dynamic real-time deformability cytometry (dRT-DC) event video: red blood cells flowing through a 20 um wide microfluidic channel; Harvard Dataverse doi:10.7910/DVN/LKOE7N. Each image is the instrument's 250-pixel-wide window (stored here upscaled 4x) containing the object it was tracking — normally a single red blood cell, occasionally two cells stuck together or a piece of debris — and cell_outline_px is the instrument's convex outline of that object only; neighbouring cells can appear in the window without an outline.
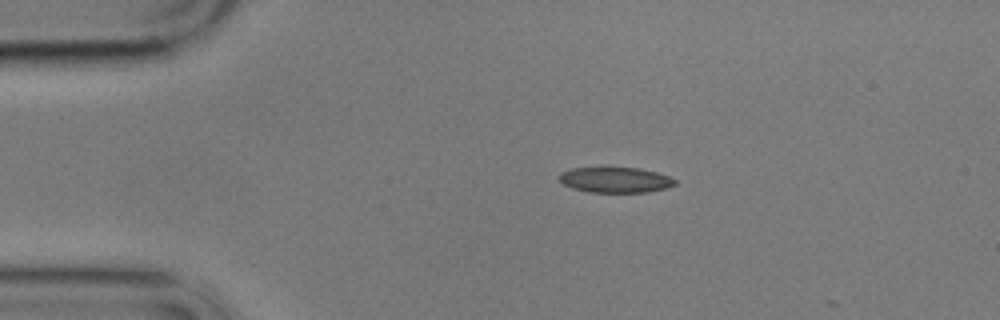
{"species": "common noctule bat (a hibernating species)", "species_latin": "Nyctalus noctula", "temperature_condition": "cold", "stored_images_in_passage": 5, "camera_frame_rate_fps": 3000, "um_per_image_px": 0.085, "animal": {"sex": "male", "body_mass_g": 17.9}, "frame": {"image": 1, "passage_image": 1, "time_ms": 0.0, "image_size_px": [1000, 320], "cell_outline_px": [[676, 184], [664, 188], [648, 192], [588, 192], [572, 188], [564, 184], [556, 176], [560, 172], [572, 168], [604, 164], [640, 168], [656, 172], [668, 176], [676, 180]], "centroid_in_image_um": [52.22, 15.23], "position_along_channel_um": 32.8, "area_um2": 18.09}}
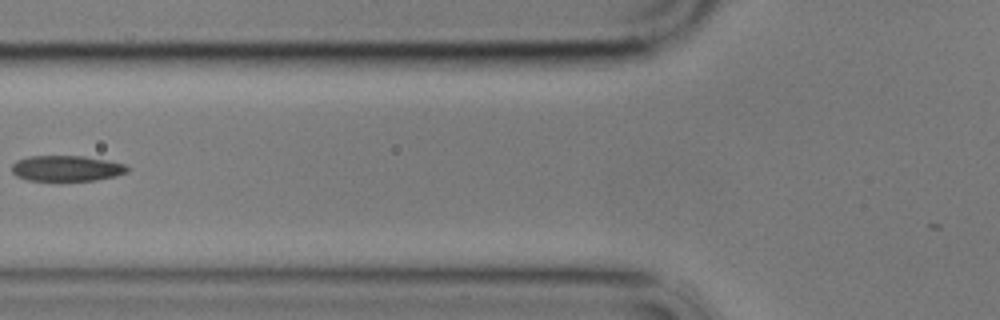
{"frame": {"image": 2, "passage_image": 4, "time_ms": 3.667, "image_size_px": [1000, 320], "cell_outline_px": [[132, 168], [128, 172], [116, 176], [96, 180], [60, 184], [28, 180], [16, 176], [12, 172], [12, 164], [16, 160], [28, 156], [84, 156], [108, 160], [124, 164]], "centroid_in_image_um": [5.66, 14.36], "position_along_channel_um": 120.1, "area_um2": 18.38}}
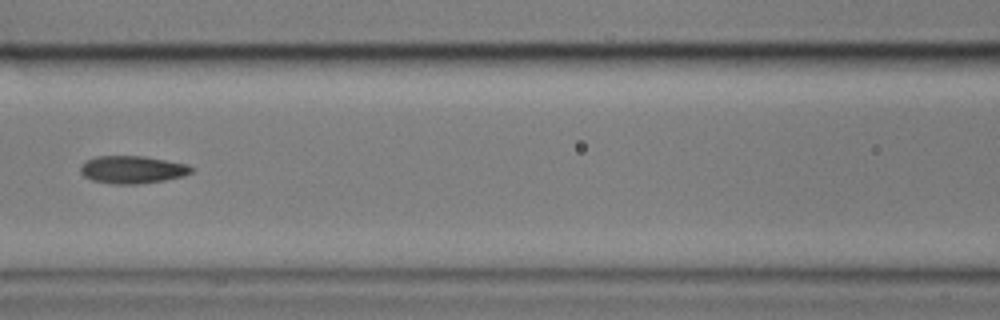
{"frame": {"image": 3, "passage_image": 5, "time_ms": 4.667, "image_size_px": [1000, 320], "cell_outline_px": [[196, 168], [192, 172], [184, 176], [164, 180], [136, 184], [112, 184], [92, 180], [84, 176], [80, 172], [80, 164], [84, 160], [96, 156], [144, 156], [188, 164]], "centroid_in_image_um": [11.24, 14.41], "position_along_channel_um": 155.4, "area_um2": 18.09}}